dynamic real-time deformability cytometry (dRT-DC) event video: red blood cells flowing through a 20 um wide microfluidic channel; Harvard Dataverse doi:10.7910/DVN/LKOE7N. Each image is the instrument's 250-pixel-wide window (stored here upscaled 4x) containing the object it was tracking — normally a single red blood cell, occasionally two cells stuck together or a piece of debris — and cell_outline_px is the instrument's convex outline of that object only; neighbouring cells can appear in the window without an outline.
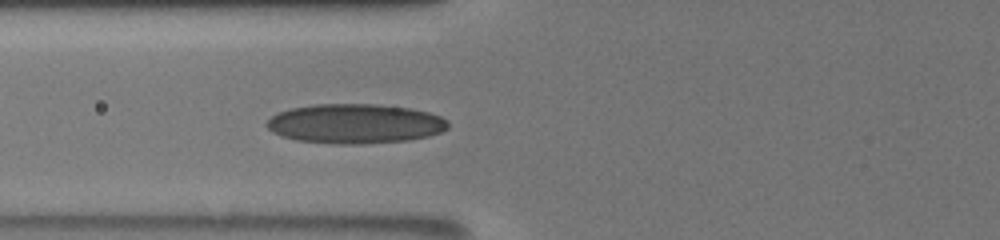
{"species": "human", "species_latin": "Homo sapiens", "temperature_condition": "room temperature", "stored_images_in_passage": 14, "camera_frame_rate_fps": 3000, "um_per_image_px": 0.085, "donor": {"sex": "male"}, "frame": {"image": 1, "passage_image": 9, "time_ms": 1.667, "image_size_px": [1000, 240], "cell_outline_px": [[448, 128], [440, 132], [428, 136], [408, 140], [356, 144], [340, 144], [296, 140], [280, 136], [272, 132], [264, 124], [276, 112], [292, 108], [316, 104], [376, 104], [412, 108], [428, 112], [440, 116], [448, 120]], "centroid_in_image_um": [30.16, 10.51], "position_along_channel_um": 95.6, "area_um2": 41.91}}
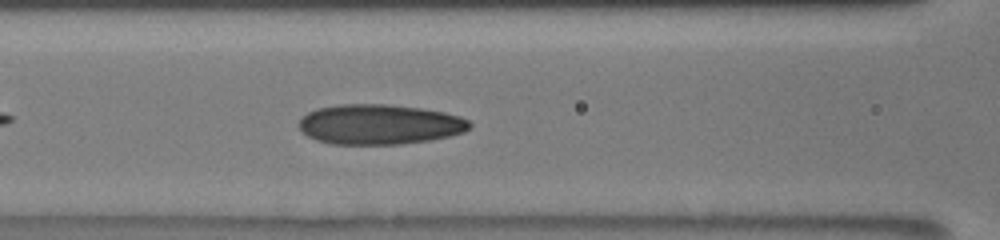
{"frame": {"image": 2, "passage_image": 13, "time_ms": 2.667, "image_size_px": [1000, 240], "cell_outline_px": [[472, 124], [464, 132], [432, 140], [400, 144], [332, 144], [316, 140], [300, 132], [296, 124], [308, 112], [316, 108], [340, 104], [384, 104], [420, 108], [444, 112], [460, 116], [468, 120]], "centroid_in_image_um": [32.22, 10.57], "position_along_channel_um": 134.4, "area_um2": 40.06}}